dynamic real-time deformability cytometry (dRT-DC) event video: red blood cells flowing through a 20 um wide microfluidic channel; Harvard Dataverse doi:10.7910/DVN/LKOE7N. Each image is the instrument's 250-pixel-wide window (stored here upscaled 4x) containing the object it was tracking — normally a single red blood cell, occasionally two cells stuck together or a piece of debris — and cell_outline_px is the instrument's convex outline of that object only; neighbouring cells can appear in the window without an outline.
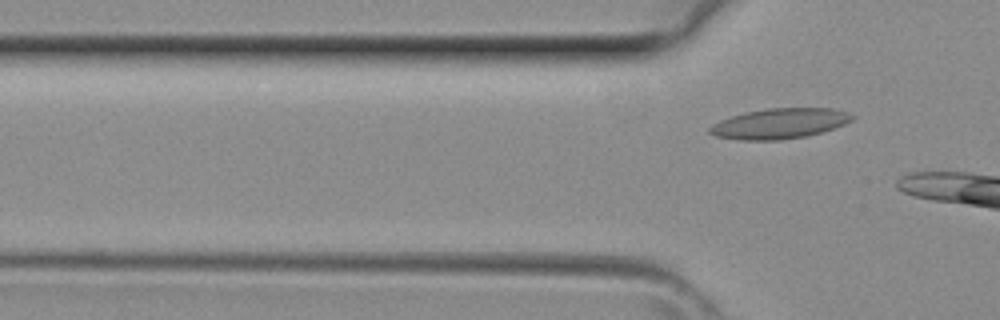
{"species": "common noctule bat (a hibernating species)", "species_latin": "Nyctalus noctula", "temperature_condition": "room temperature", "stored_images_in_passage": 3, "camera_frame_rate_fps": 3000, "um_per_image_px": 0.085, "animal": {"sex": "female", "body_mass_g": 29.2, "forearm_length_mm": 56.3}, "frame": {"image": 1, "passage_image": 3, "time_ms": 0.667, "image_size_px": [1000, 320], "cell_outline_px": [[856, 116], [852, 120], [844, 124], [820, 132], [804, 136], [780, 140], [740, 140], [716, 136], [708, 132], [708, 128], [712, 124], [720, 120], [732, 116], [748, 112], [768, 108], [832, 108], [848, 112]], "centroid_in_image_um": [66.25, 10.5], "position_along_channel_um": 59.5, "area_um2": 24.97}}